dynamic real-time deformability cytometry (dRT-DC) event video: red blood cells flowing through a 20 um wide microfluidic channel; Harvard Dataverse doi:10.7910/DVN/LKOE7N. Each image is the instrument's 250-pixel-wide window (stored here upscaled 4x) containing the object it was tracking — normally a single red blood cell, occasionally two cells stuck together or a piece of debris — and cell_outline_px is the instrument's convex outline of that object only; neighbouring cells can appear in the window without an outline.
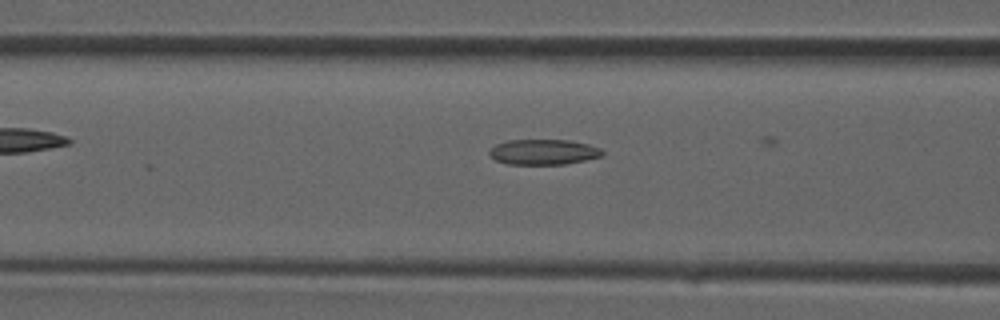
{"species": "common noctule bat (a hibernating species)", "species_latin": "Nyctalus noctula", "temperature_condition": "room temperature", "stored_images_in_passage": 5, "camera_frame_rate_fps": 3000, "um_per_image_px": 0.085, "animal": {"sex": "male", "forearm_length_mm": 52.5}, "frame": {"image": 1, "passage_image": 3, "time_ms": 0.667, "image_size_px": [1000, 320], "cell_outline_px": [[604, 156], [564, 164], [508, 164], [496, 160], [488, 152], [496, 144], [508, 140], [568, 140], [588, 144], [600, 148], [604, 152]], "centroid_in_image_um": [46.22, 12.91], "position_along_channel_um": 120.4, "area_um2": 16.59}}